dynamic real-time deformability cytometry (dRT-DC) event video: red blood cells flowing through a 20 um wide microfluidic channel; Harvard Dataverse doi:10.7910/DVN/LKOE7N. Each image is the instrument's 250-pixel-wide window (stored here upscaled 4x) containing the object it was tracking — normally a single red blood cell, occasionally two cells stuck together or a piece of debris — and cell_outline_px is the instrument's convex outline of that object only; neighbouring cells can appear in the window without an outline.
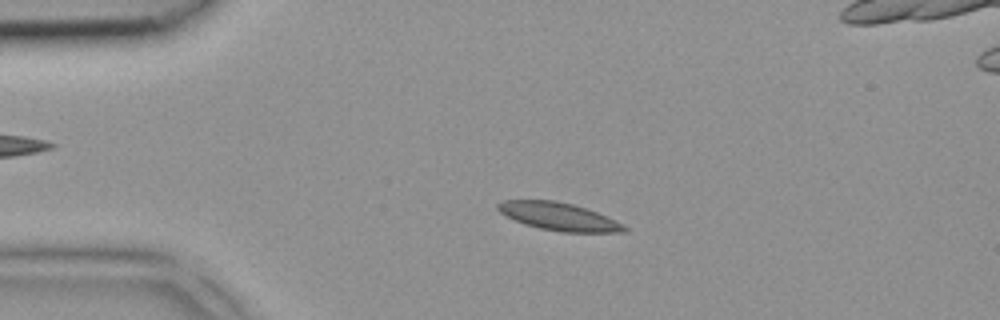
{"species": "common noctule bat (a hibernating species)", "species_latin": "Nyctalus noctula", "temperature_condition": "room temperature", "stored_images_in_passage": 4, "camera_frame_rate_fps": 3000, "um_per_image_px": 0.085, "animal": {"sex": "female", "body_mass_g": 18.4}, "frame": {"image": 1, "passage_image": 2, "time_ms": 0.333, "image_size_px": [1000, 320], "cell_outline_px": [[628, 232], [560, 232], [540, 228], [524, 224], [504, 216], [496, 208], [496, 204], [504, 200], [556, 200], [588, 208], [624, 224], [628, 228]], "centroid_in_image_um": [47.49, 18.4], "position_along_channel_um": 37.5, "area_um2": 20.69}}